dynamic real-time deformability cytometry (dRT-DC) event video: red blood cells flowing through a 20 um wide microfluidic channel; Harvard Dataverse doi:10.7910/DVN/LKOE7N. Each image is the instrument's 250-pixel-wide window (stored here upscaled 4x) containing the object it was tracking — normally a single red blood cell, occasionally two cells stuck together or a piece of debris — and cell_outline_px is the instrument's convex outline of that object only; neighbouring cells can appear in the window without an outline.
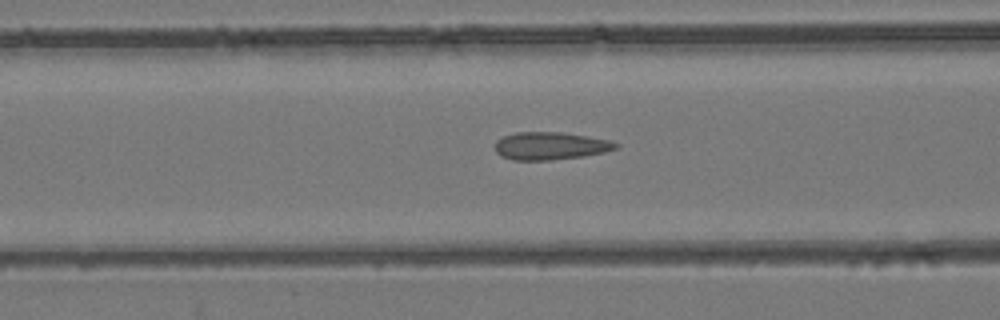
{"species": "common noctule bat (a hibernating species)", "species_latin": "Nyctalus noctula", "temperature_condition": "room temperature", "stored_images_in_passage": 55, "camera_frame_rate_fps": 3000, "um_per_image_px": 0.085, "animal": {"sex": "female", "body_mass_g": 24.6, "forearm_length_mm": 56.2}, "frame": {"image": 1, "passage_image": 22, "time_ms": 7.0, "image_size_px": [1000, 320], "cell_outline_px": [[620, 148], [604, 152], [584, 156], [552, 160], [512, 160], [500, 156], [496, 152], [496, 140], [504, 136], [516, 132], [564, 132], [612, 140], [620, 144]], "centroid_in_image_um": [46.83, 12.4], "position_along_channel_um": 119.8, "area_um2": 19.77}}
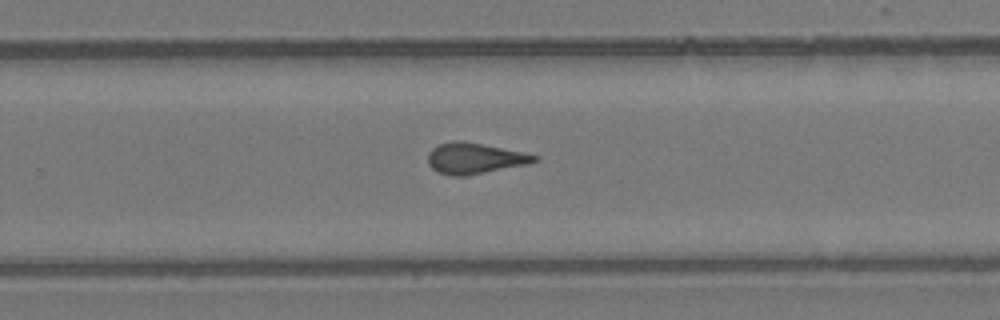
{"frame": {"image": 2, "passage_image": 35, "time_ms": 11.333, "image_size_px": [1000, 320], "cell_outline_px": [[540, 160], [528, 164], [464, 176], [452, 176], [436, 172], [428, 164], [428, 152], [432, 148], [440, 144], [452, 140], [460, 140], [524, 152], [540, 156]], "centroid_in_image_um": [40.34, 13.46], "position_along_channel_um": 289.5, "area_um2": 19.25}}
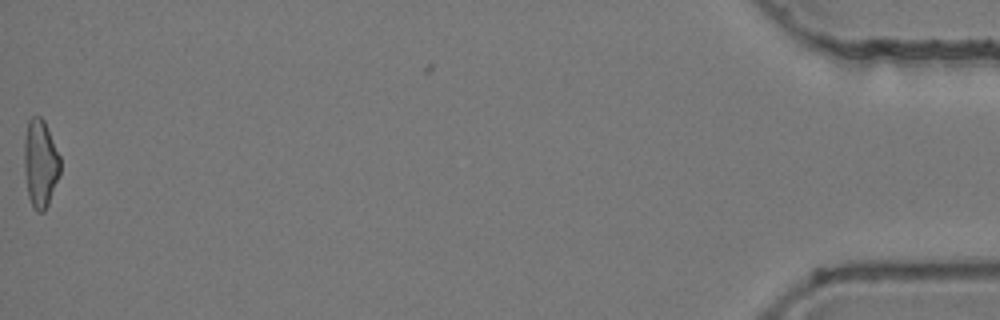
{"frame": {"image": 3, "passage_image": 54, "time_ms": 17.667, "image_size_px": [1000, 320], "cell_outline_px": [[60, 172], [48, 204], [44, 212], [36, 212], [32, 208], [28, 196], [24, 172], [24, 140], [28, 120], [32, 116], [40, 116], [44, 120], [60, 156]], "centroid_in_image_um": [3.41, 13.9], "position_along_channel_um": 431.8, "area_um2": 18.55}, "authors_computed_cell_mechanics": {"area_um2": 19.074, "velocity_mm_per_s": 3.9183, "shape_relaxation_time_tau1_ms": null, "shape_relaxation_time_tau2_ms": 1.5916, "deformation_change_tau1": null, "deformation_change_tau2": 0.0778}}